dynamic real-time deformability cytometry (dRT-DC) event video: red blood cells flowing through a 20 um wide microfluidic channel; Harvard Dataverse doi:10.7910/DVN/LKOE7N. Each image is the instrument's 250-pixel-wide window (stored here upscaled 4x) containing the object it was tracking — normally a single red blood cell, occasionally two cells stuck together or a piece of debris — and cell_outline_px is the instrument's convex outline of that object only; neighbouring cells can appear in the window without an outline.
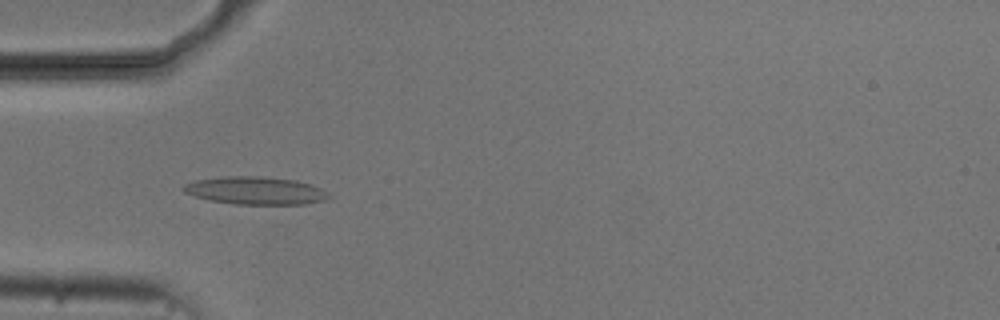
{"species": "common noctule bat (a hibernating species)", "species_latin": "Nyctalus noctula", "temperature_condition": "cold", "stored_images_in_passage": 41, "camera_frame_rate_fps": 3000, "um_per_image_px": 0.085, "animal": {"sex": "male", "body_mass_g": 20.5, "forearm_length_mm": 52.5}, "frame": {"image": 1, "passage_image": 9, "time_ms": 2.667, "image_size_px": [1000, 320], "cell_outline_px": [[332, 196], [324, 200], [304, 204], [236, 204], [208, 200], [184, 192], [180, 188], [184, 184], [196, 180], [224, 176], [260, 176], [296, 180], [312, 184], [328, 192]], "centroid_in_image_um": [21.72, 16.19], "position_along_channel_um": 63.3, "area_um2": 23.58}}
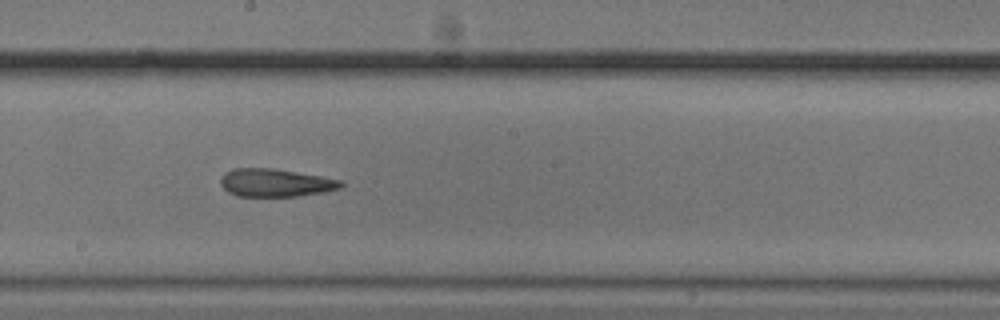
{"frame": {"image": 2, "passage_image": 22, "time_ms": 7.0, "image_size_px": [1000, 320], "cell_outline_px": [[344, 184], [340, 188], [320, 192], [296, 196], [236, 196], [228, 192], [220, 184], [220, 176], [224, 172], [232, 168], [272, 168], [344, 180]], "centroid_in_image_um": [23.37, 15.52], "position_along_channel_um": 224.8, "area_um2": 19.59}}
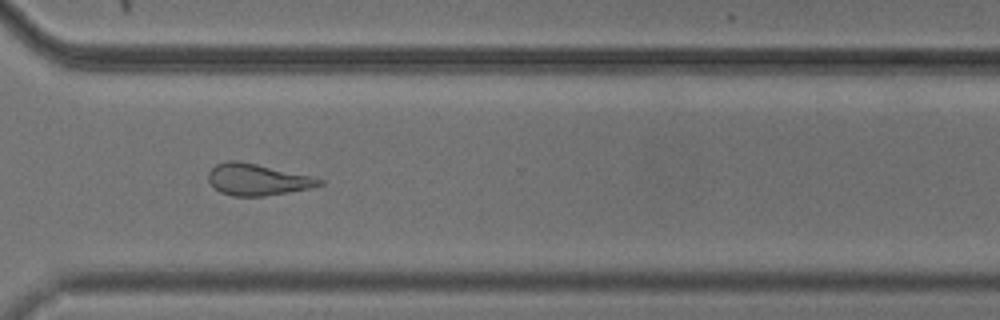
{"frame": {"image": 3, "passage_image": 32, "time_ms": 10.333, "image_size_px": [1000, 320], "cell_outline_px": [[324, 184], [312, 188], [264, 196], [232, 196], [220, 192], [208, 180], [208, 172], [216, 164], [228, 160], [240, 160], [312, 176], [324, 180]], "centroid_in_image_um": [21.89, 15.25], "position_along_channel_um": 348.7, "area_um2": 20.52}, "authors_computed_cell_mechanics": {"area_um2": 21.5016, "velocity_mm_per_s": 3.7398, "shape_relaxation_time_tau1_ms": null, "shape_relaxation_time_tau2_ms": 6.0294, "deformation_change_tau1": null, "deformation_change_tau2": 0.1829}}